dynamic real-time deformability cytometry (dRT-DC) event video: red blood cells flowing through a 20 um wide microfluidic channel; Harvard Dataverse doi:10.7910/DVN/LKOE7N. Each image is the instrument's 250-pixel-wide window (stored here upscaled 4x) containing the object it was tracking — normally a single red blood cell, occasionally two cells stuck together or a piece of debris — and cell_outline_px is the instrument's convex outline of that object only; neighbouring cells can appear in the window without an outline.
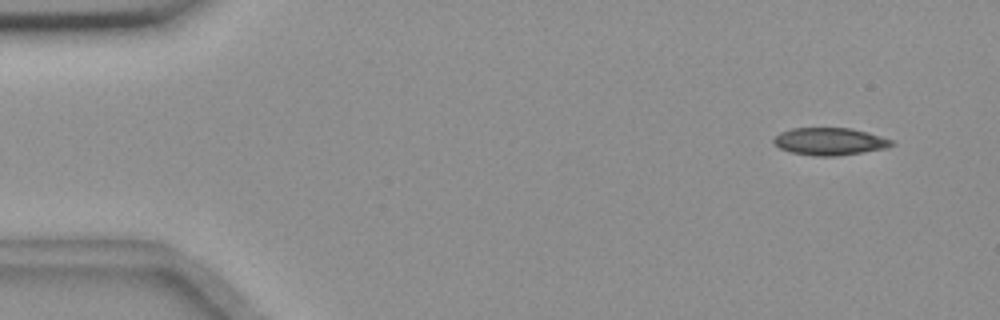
{"species": "common noctule bat (a hibernating species)", "species_latin": "Nyctalus noctula", "temperature_condition": "room temperature", "stored_images_in_passage": 6, "camera_frame_rate_fps": 3000, "um_per_image_px": 0.085, "animal": {"sex": "female", "body_mass_g": 18.4}, "frame": {"image": 1, "passage_image": 2, "time_ms": 1.0, "image_size_px": [1000, 320], "cell_outline_px": [[896, 144], [888, 148], [836, 156], [816, 156], [792, 152], [780, 148], [772, 140], [780, 132], [792, 128], [852, 128], [868, 132], [892, 140]], "centroid_in_image_um": [70.56, 12.02], "position_along_channel_um": 14.4, "area_um2": 18.79}}
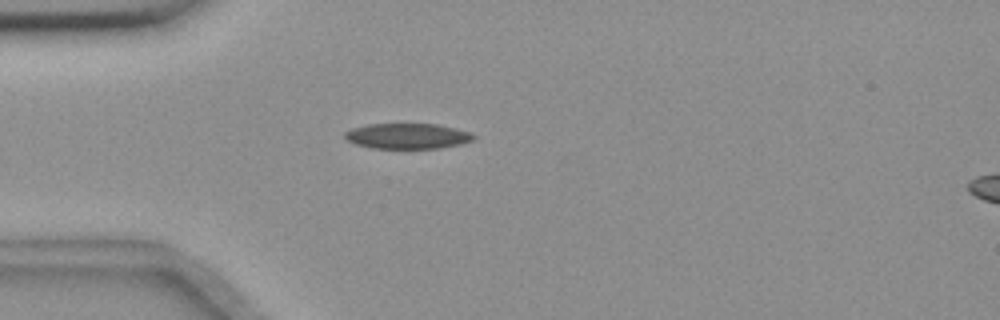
{"frame": {"image": 2, "passage_image": 5, "time_ms": 4.667, "image_size_px": [1000, 320], "cell_outline_px": [[476, 136], [472, 140], [460, 144], [436, 148], [372, 148], [356, 144], [344, 140], [344, 132], [352, 128], [368, 124], [436, 124], [468, 132]], "centroid_in_image_um": [34.55, 11.56], "position_along_channel_um": 50.4, "area_um2": 18.9}}